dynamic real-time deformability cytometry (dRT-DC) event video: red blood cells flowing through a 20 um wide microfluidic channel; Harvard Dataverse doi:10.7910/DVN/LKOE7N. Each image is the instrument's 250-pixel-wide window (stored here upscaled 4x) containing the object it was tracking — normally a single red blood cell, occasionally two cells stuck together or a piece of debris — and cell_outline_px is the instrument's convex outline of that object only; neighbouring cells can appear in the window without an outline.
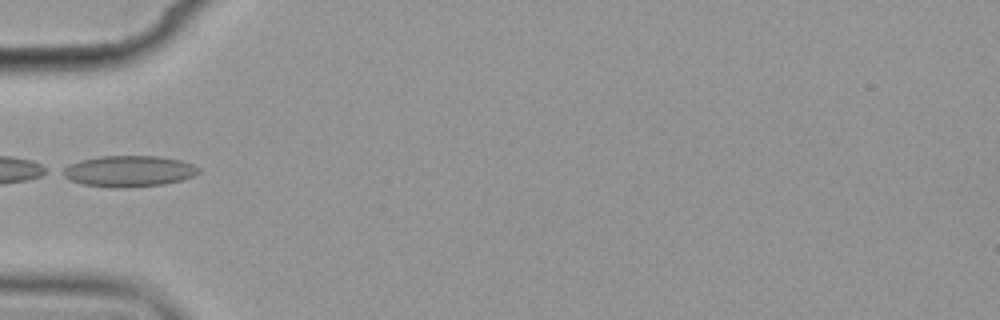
{"species": "common noctule bat (a hibernating species)", "species_latin": "Nyctalus noctula", "temperature_condition": "cold", "stored_images_in_passage": 1, "camera_frame_rate_fps": 3000, "um_per_image_px": 0.085, "animal": {"sex": "female", "body_mass_g": 19.9}, "frame": {"image": 1, "passage_image": 1, "time_ms": 0.0, "image_size_px": [1000, 320], "cell_outline_px": [[200, 172], [192, 176], [180, 180], [164, 184], [128, 188], [112, 188], [84, 184], [68, 180], [56, 172], [80, 160], [100, 156], [160, 156], [180, 160], [192, 164], [200, 168]], "centroid_in_image_um": [10.91, 14.56], "position_along_channel_um": 74.1, "area_um2": 24.85}}